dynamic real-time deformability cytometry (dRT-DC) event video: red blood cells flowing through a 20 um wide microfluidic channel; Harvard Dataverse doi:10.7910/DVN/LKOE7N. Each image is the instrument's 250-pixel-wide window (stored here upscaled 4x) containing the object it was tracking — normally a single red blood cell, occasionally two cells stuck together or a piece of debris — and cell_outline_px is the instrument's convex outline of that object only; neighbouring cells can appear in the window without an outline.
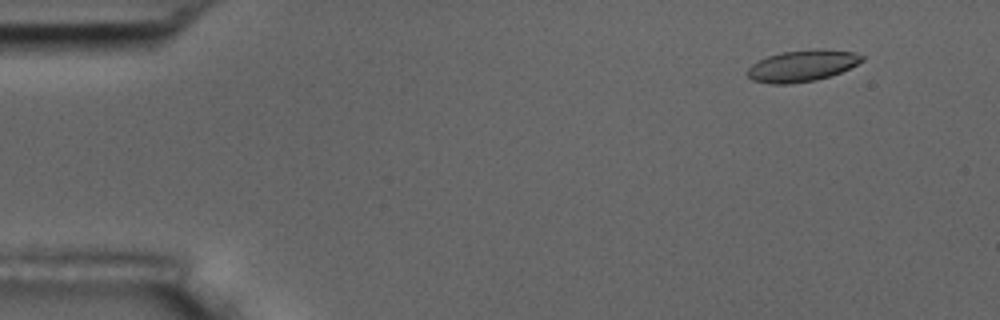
{"species": "common noctule bat (a hibernating species)", "species_latin": "Nyctalus noctula", "temperature_condition": "room temperature", "stored_images_in_passage": 57, "camera_frame_rate_fps": 3000, "um_per_image_px": 0.085, "animal": {"sex": "male", "body_mass_g": 17.5, "forearm_length_mm": 52.3}, "frame": {"image": 1, "passage_image": 6, "time_ms": 1.667, "image_size_px": [1000, 320], "cell_outline_px": [[864, 60], [832, 76], [816, 80], [788, 84], [772, 84], [752, 80], [744, 72], [752, 64], [768, 56], [784, 52], [816, 48], [824, 48], [856, 52], [864, 56]], "centroid_in_image_um": [68.2, 5.58], "position_along_channel_um": 16.8, "area_um2": 21.15}}
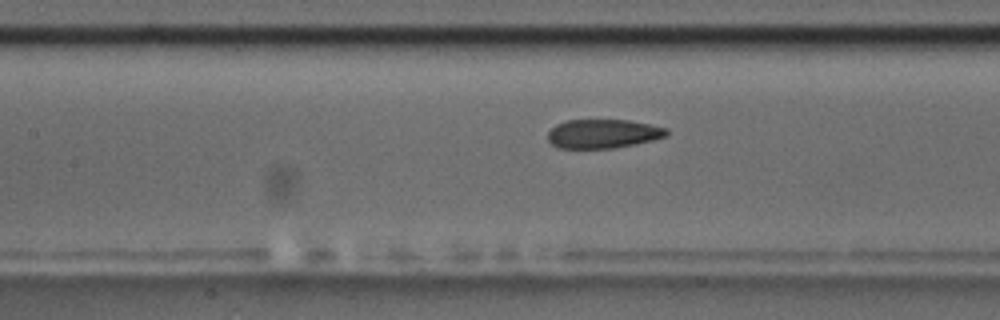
{"frame": {"image": 2, "passage_image": 26, "time_ms": 8.333, "image_size_px": [1000, 320], "cell_outline_px": [[668, 132], [664, 136], [652, 140], [636, 144], [612, 148], [560, 148], [552, 144], [548, 140], [548, 132], [556, 124], [568, 120], [628, 120], [668, 128]], "centroid_in_image_um": [51.24, 11.36], "position_along_channel_um": 156.2, "area_um2": 19.88}}
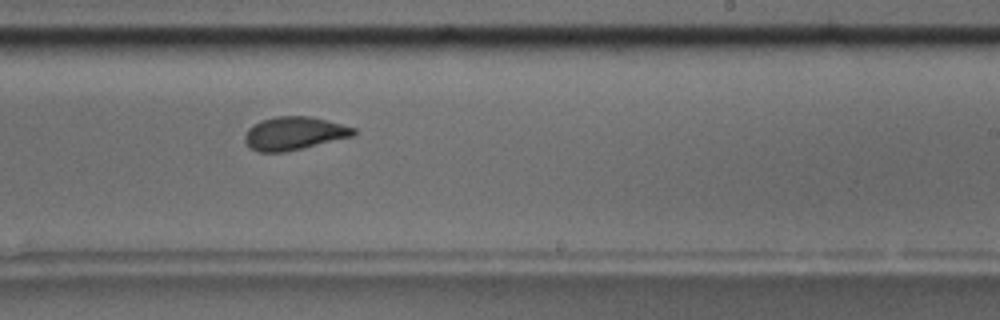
{"frame": {"image": 3, "passage_image": 35, "time_ms": 11.333, "image_size_px": [1000, 320], "cell_outline_px": [[356, 132], [352, 136], [284, 152], [260, 152], [248, 148], [244, 140], [244, 136], [248, 128], [260, 120], [276, 116], [308, 116], [356, 128]], "centroid_in_image_um": [24.93, 11.33], "position_along_channel_um": 264.1, "area_um2": 20.81}, "authors_computed_cell_mechanics": {"area_um2": 21.3282, "velocity_mm_per_s": 3.6109, "shape_relaxation_time_tau1_ms": 8.2299, "shape_relaxation_time_tau2_ms": 1.5155, "deformation_change_tau1": 0.2023, "deformation_change_tau2": 0.078}}